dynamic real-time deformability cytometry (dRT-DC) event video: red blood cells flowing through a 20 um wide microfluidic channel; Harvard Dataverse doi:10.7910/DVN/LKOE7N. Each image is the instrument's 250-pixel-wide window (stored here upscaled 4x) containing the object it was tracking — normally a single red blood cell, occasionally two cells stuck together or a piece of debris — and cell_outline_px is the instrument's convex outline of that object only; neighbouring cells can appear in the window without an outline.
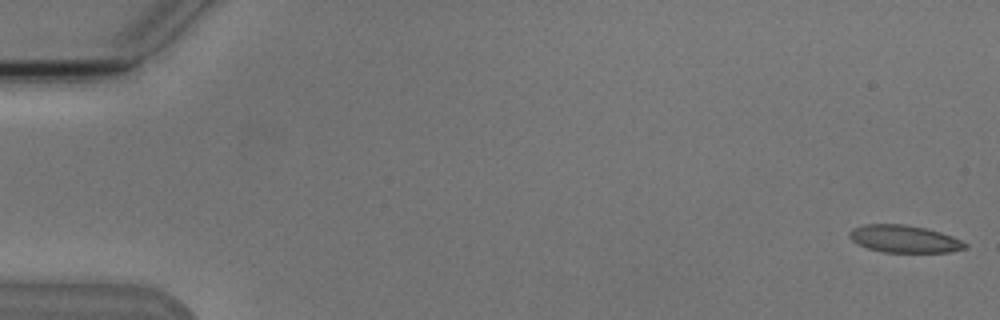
{"species": "Egyptian fruit bat (a non-hibernating species)", "species_latin": "Rousettus aegyptiacus", "temperature_condition": "cold", "stored_images_in_passage": 7, "camera_frame_rate_fps": 3000, "um_per_image_px": 0.085, "animal": {"sex": "male"}, "frame": {"image": 1, "passage_image": 1, "time_ms": 0.0, "image_size_px": [1000, 320], "cell_outline_px": [[968, 248], [948, 252], [884, 252], [868, 248], [852, 240], [848, 236], [848, 232], [852, 228], [864, 224], [904, 224], [924, 228], [940, 232], [952, 236], [968, 244]], "centroid_in_image_um": [76.86, 20.3], "position_along_channel_um": 8.1, "area_um2": 18.38}}
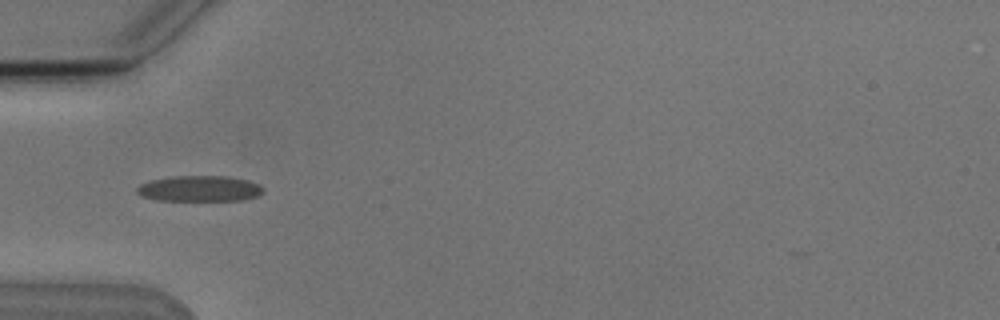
{"frame": {"image": 2, "passage_image": 6, "time_ms": 5.667, "image_size_px": [1000, 320], "cell_outline_px": [[264, 192], [256, 196], [244, 200], [156, 200], [140, 196], [136, 192], [136, 188], [140, 184], [148, 180], [168, 176], [228, 176], [248, 180], [260, 184], [264, 188]], "centroid_in_image_um": [16.94, 16.02], "position_along_channel_um": 68.1, "area_um2": 19.25}}